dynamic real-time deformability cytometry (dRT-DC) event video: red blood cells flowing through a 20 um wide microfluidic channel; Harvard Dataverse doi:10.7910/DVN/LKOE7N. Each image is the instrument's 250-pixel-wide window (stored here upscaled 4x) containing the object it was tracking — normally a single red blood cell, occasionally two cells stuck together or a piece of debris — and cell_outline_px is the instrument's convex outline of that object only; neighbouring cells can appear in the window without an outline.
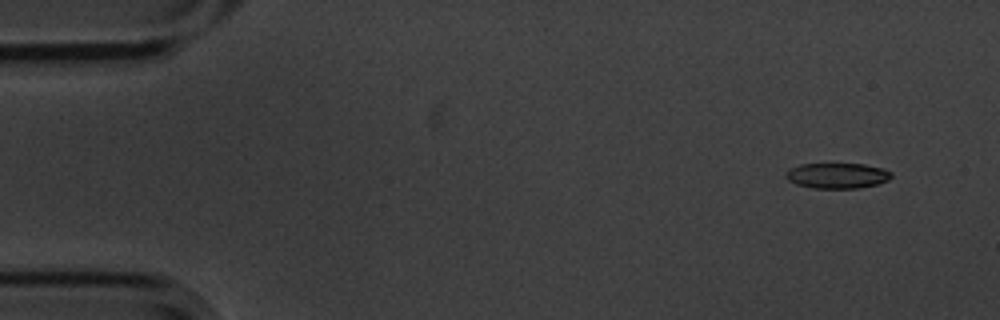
{"species": "common noctule bat (a hibernating species)", "species_latin": "Nyctalus noctula", "temperature_condition": "cold", "stored_images_in_passage": 7, "camera_frame_rate_fps": 3000, "um_per_image_px": 0.085, "animal": {"sex": "male", "body_mass_g": 20.1, "forearm_length_mm": 53.5}, "frame": {"image": 1, "passage_image": 1, "time_ms": 0.0, "image_size_px": [1000, 320], "cell_outline_px": [[892, 176], [888, 180], [876, 184], [856, 188], [812, 188], [796, 184], [788, 180], [784, 176], [784, 172], [788, 168], [800, 164], [864, 164], [884, 168], [892, 172]], "centroid_in_image_um": [71.12, 14.92], "position_along_channel_um": 13.9, "area_um2": 15.78}}
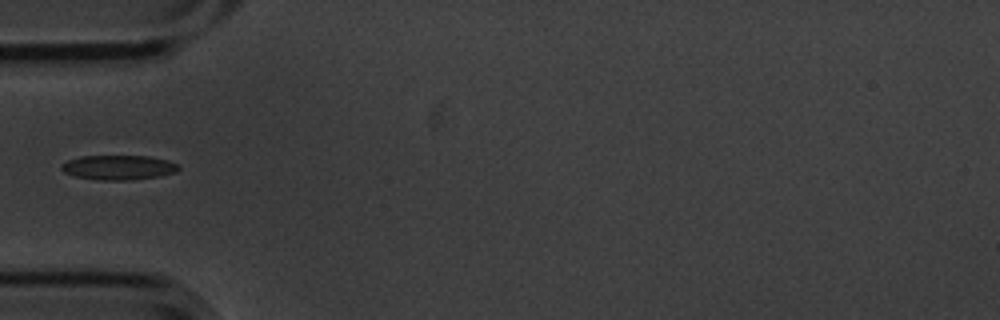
{"frame": {"image": 2, "passage_image": 5, "time_ms": 1.333, "image_size_px": [1000, 320], "cell_outline_px": [[180, 168], [176, 172], [160, 176], [128, 180], [100, 180], [76, 176], [64, 172], [60, 168], [60, 164], [68, 160], [80, 156], [148, 156], [168, 160], [176, 164]], "centroid_in_image_um": [10.06, 14.23], "position_along_channel_um": 74.9, "area_um2": 16.76}}
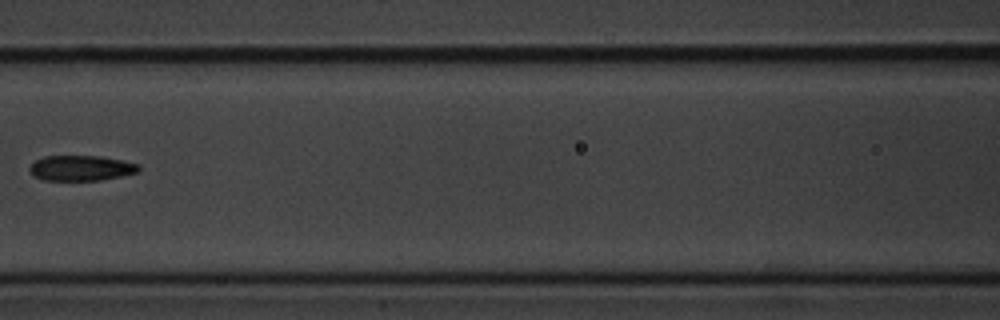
{"frame": {"image": 3, "passage_image": 7, "time_ms": 2.0, "image_size_px": [1000, 320], "cell_outline_px": [[140, 172], [100, 180], [44, 180], [36, 176], [28, 168], [36, 160], [44, 156], [100, 156], [140, 164]], "centroid_in_image_um": [6.93, 14.28], "position_along_channel_um": 159.7, "area_um2": 15.95}}